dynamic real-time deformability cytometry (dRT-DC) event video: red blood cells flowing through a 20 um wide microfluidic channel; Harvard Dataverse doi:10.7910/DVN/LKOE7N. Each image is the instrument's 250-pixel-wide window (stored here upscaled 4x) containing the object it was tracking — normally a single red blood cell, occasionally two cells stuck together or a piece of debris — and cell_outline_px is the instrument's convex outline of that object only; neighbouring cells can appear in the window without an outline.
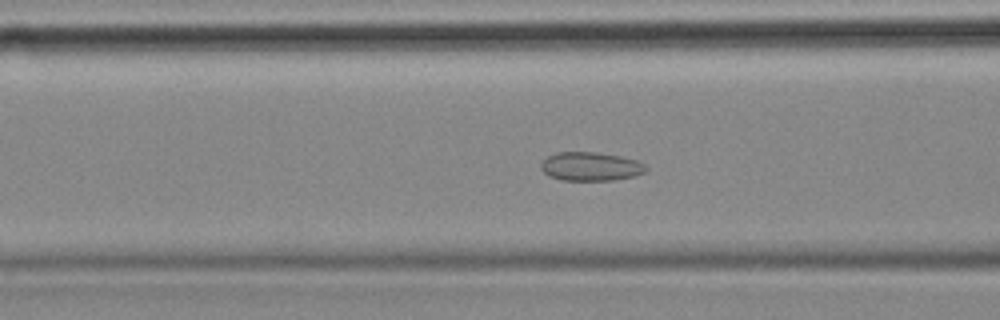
{"species": "common noctule bat (a hibernating species)", "species_latin": "Nyctalus noctula", "temperature_condition": "cold", "stored_images_in_passage": 58, "camera_frame_rate_fps": 3000, "um_per_image_px": 0.085, "animal": {"sex": "female", "body_mass_g": 18.4}, "frame": {"image": 1, "passage_image": 22, "time_ms": 7.0, "image_size_px": [1000, 320], "cell_outline_px": [[648, 168], [644, 172], [632, 176], [612, 180], [564, 180], [548, 176], [540, 168], [540, 164], [548, 156], [556, 152], [596, 152], [620, 156], [636, 160], [644, 164]], "centroid_in_image_um": [50.18, 14.14], "position_along_channel_um": 116.4, "area_um2": 17.46}}
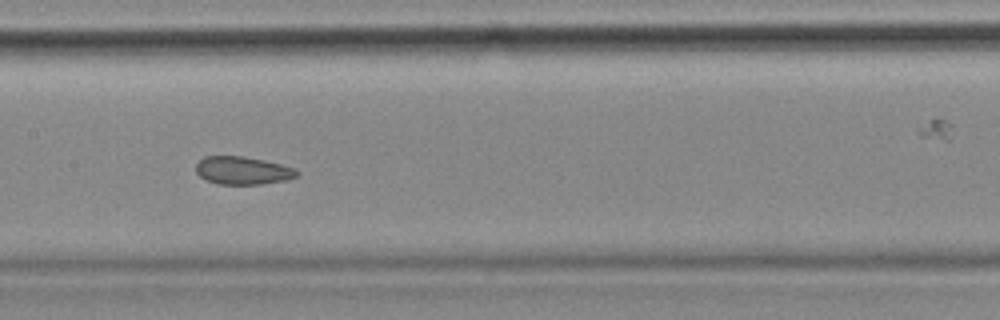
{"frame": {"image": 2, "passage_image": 28, "time_ms": 9.0, "image_size_px": [1000, 320], "cell_outline_px": [[300, 172], [296, 176], [288, 180], [260, 184], [216, 184], [200, 176], [196, 172], [196, 164], [204, 156], [244, 156], [264, 160], [296, 168]], "centroid_in_image_um": [20.65, 14.49], "position_along_channel_um": 186.8, "area_um2": 16.47}}
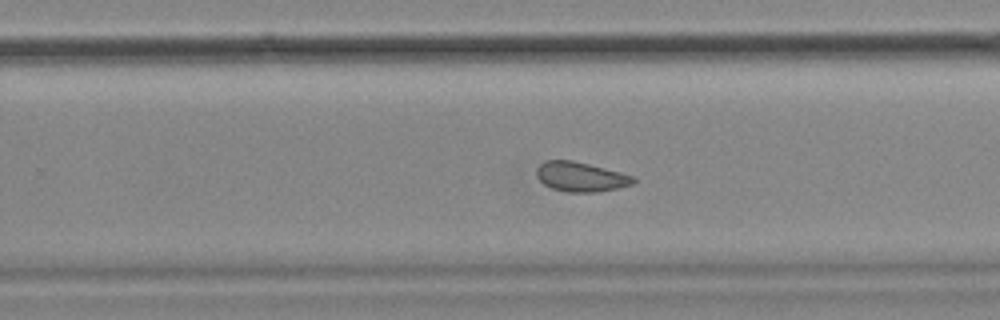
{"frame": {"image": 3, "passage_image": 36, "time_ms": 11.667, "image_size_px": [1000, 320], "cell_outline_px": [[636, 180], [632, 184], [616, 188], [596, 192], [568, 192], [552, 188], [544, 184], [536, 176], [536, 168], [544, 160], [572, 160], [636, 176]], "centroid_in_image_um": [49.35, 15.02], "position_along_channel_um": 280.5, "area_um2": 16.65}, "authors_computed_cell_mechanics": {"area_um2": 18.2359, "velocity_mm_per_s": 3.5319, "shape_relaxation_time_tau1_ms": null, "shape_relaxation_time_tau2_ms": 1.7325, "deformation_change_tau1": null, "deformation_change_tau2": 0.0713}}